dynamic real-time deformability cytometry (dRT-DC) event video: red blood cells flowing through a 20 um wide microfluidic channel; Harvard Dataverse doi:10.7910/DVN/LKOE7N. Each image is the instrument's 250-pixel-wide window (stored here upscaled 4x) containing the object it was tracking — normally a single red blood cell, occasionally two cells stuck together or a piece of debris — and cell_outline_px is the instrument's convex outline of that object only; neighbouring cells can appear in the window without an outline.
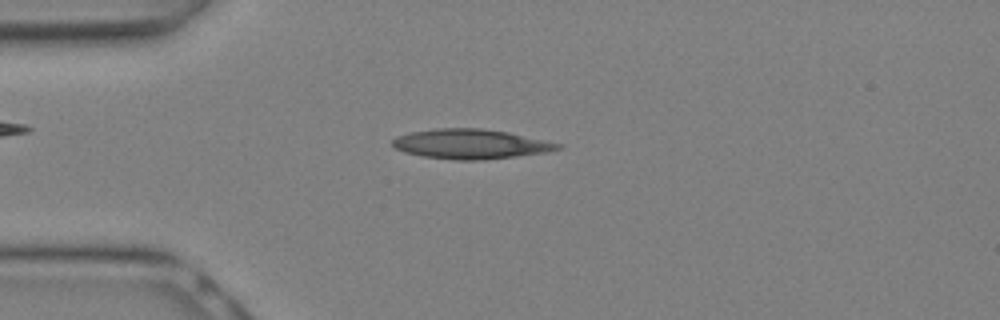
{"species": "Egyptian fruit bat (a non-hibernating species)", "species_latin": "Rousettus aegyptiacus", "temperature_condition": "warm", "stored_images_in_passage": 7, "camera_frame_rate_fps": 3000, "um_per_image_px": 0.085, "animal": {"sex": "female"}, "frame": {"image": 1, "passage_image": 1, "time_ms": 0.0, "image_size_px": [1000, 320], "cell_outline_px": [[564, 144], [560, 148], [548, 152], [484, 160], [456, 160], [424, 156], [404, 152], [396, 148], [392, 144], [392, 140], [396, 136], [412, 132], [436, 128], [484, 128], [508, 132]], "centroid_in_image_um": [40.03, 12.24], "position_along_channel_um": 45.0, "area_um2": 28.61}}
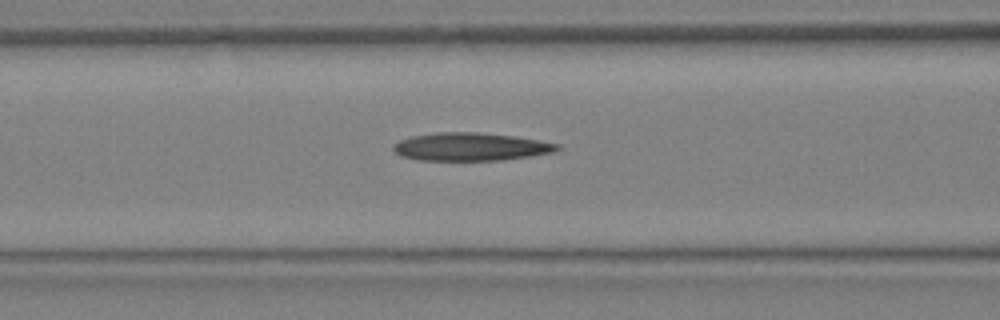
{"frame": {"image": 2, "passage_image": 5, "time_ms": 1.333, "image_size_px": [1000, 320], "cell_outline_px": [[564, 148], [556, 152], [532, 156], [504, 160], [416, 160], [400, 156], [392, 148], [400, 140], [412, 136], [436, 132], [476, 132], [512, 136], [560, 144]], "centroid_in_image_um": [40.05, 12.48], "position_along_channel_um": 126.6, "area_um2": 26.82}}
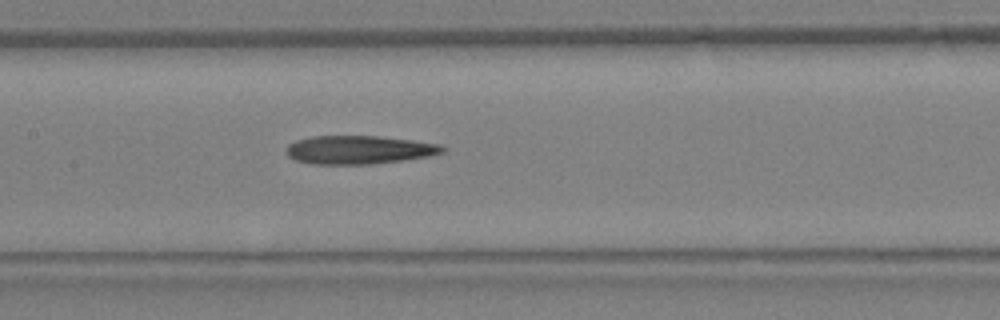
{"frame": {"image": 3, "passage_image": 7, "time_ms": 2.0, "image_size_px": [1000, 320], "cell_outline_px": [[448, 148], [444, 152], [428, 156], [404, 160], [372, 164], [312, 164], [296, 160], [288, 156], [288, 144], [296, 140], [316, 136], [380, 136], [412, 140], [440, 144]], "centroid_in_image_um": [30.56, 12.73], "position_along_channel_um": 176.8, "area_um2": 25.84}}